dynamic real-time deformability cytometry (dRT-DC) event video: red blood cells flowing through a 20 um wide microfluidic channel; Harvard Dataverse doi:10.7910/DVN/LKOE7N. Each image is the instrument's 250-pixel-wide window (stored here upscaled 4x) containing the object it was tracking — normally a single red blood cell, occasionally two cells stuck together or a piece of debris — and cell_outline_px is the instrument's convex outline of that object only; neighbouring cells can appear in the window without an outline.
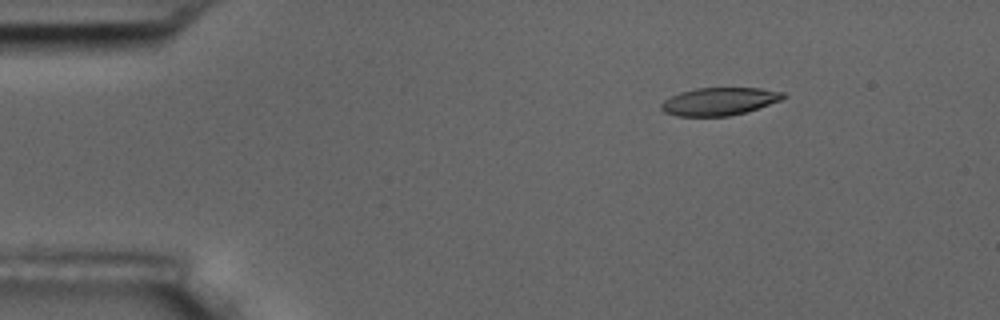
{"species": "common noctule bat (a hibernating species)", "species_latin": "Nyctalus noctula", "temperature_condition": "room temperature", "stored_images_in_passage": 7, "camera_frame_rate_fps": 3000, "um_per_image_px": 0.085, "animal": {"sex": "male", "body_mass_g": 17.5, "forearm_length_mm": 52.3}, "frame": {"image": 1, "passage_image": 2, "time_ms": 1.333, "image_size_px": [1000, 320], "cell_outline_px": [[788, 96], [780, 100], [744, 112], [728, 116], [676, 116], [664, 112], [660, 108], [660, 104], [664, 100], [680, 92], [696, 88], [760, 88], [784, 92]], "centroid_in_image_um": [61.11, 8.61], "position_along_channel_um": 23.9, "area_um2": 19.59}}
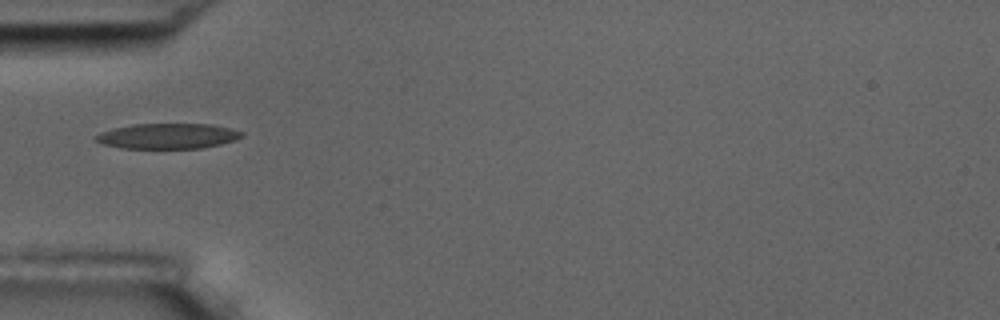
{"frame": {"image": 2, "passage_image": 5, "time_ms": 4.667, "image_size_px": [1000, 320], "cell_outline_px": [[244, 136], [220, 144], [200, 148], [120, 148], [104, 144], [96, 140], [92, 136], [100, 132], [112, 128], [132, 124], [212, 124], [244, 132]], "centroid_in_image_um": [14.21, 11.56], "position_along_channel_um": 70.8, "area_um2": 21.5}}